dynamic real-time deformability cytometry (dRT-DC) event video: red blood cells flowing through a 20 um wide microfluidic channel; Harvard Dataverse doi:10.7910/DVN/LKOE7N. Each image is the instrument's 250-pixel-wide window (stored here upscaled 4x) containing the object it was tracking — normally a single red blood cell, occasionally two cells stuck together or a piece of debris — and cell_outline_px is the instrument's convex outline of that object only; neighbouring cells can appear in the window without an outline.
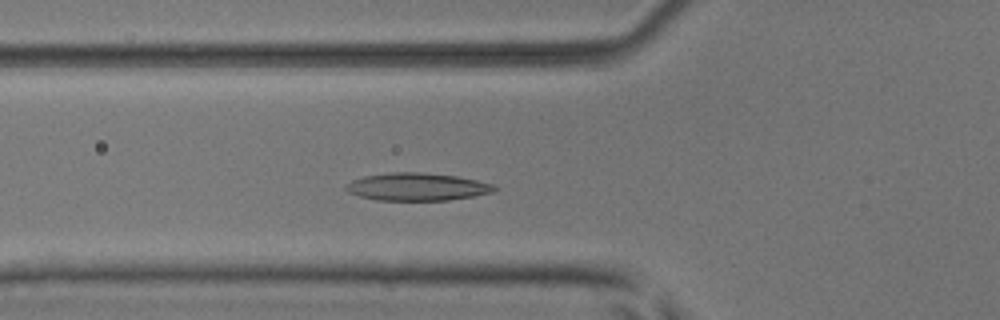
{"species": "common noctule bat (a hibernating species)", "species_latin": "Nyctalus noctula", "temperature_condition": "room temperature", "stored_images_in_passage": 45, "camera_frame_rate_fps": 3000, "um_per_image_px": 0.085, "animal": {"sex": "male", "body_mass_g": 17.9, "forearm_length_mm": 54.2}, "frame": {"image": 1, "passage_image": 13, "time_ms": 4.0, "image_size_px": [1000, 320], "cell_outline_px": [[496, 188], [492, 192], [472, 196], [448, 200], [376, 200], [360, 196], [348, 192], [344, 188], [344, 184], [352, 180], [364, 176], [392, 172], [420, 172], [456, 176], [476, 180], [492, 184]], "centroid_in_image_um": [35.39, 15.87], "position_along_channel_um": 90.4, "area_um2": 23.76}}
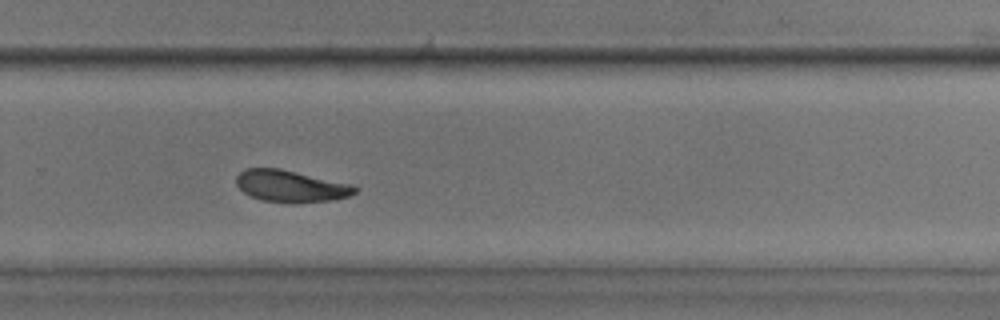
{"frame": {"image": 2, "passage_image": 29, "time_ms": 9.333, "image_size_px": [1000, 320], "cell_outline_px": [[356, 192], [348, 196], [332, 200], [260, 200], [244, 192], [236, 184], [236, 176], [244, 168], [280, 168], [348, 184], [356, 188]], "centroid_in_image_um": [24.63, 15.77], "position_along_channel_um": 305.2, "area_um2": 20.81}}
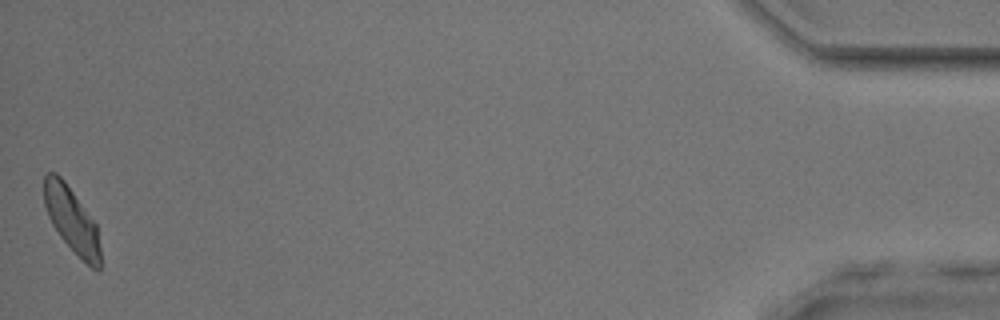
{"frame": {"image": 3, "passage_image": 45, "time_ms": 14.667, "image_size_px": [1000, 320], "cell_outline_px": [[100, 268], [92, 268], [60, 236], [52, 224], [48, 216], [44, 204], [44, 176], [48, 172], [56, 172], [64, 180], [96, 224], [100, 248]], "centroid_in_image_um": [6.07, 18.64], "position_along_channel_um": 429.1, "area_um2": 20.81}, "authors_computed_cell_mechanics": {"area_um2": 22.5998, "velocity_mm_per_s": 4.036, "shape_relaxation_time_tau1_ms": 4.7355, "shape_relaxation_time_tau2_ms": 3.9741, "deformation_change_tau1": 0.1426, "deformation_change_tau2": 0.0745}}